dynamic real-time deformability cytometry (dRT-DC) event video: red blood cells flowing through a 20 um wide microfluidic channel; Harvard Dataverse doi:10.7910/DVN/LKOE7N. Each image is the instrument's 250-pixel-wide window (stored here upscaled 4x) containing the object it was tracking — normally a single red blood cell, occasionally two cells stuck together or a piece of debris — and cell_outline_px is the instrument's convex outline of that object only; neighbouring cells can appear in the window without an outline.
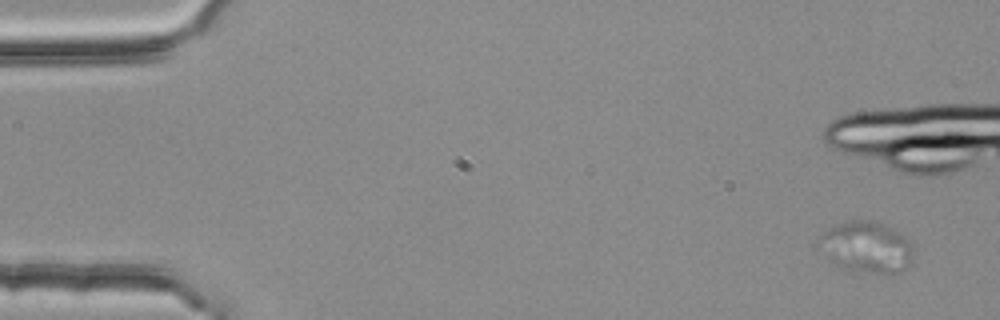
{"species": "common noctule bat (a hibernating species)", "species_latin": "Nyctalus noctula", "temperature_condition": "room temperature", "stored_images_in_passage": 4, "camera_frame_rate_fps": 3000, "um_per_image_px": 0.085, "animal": {"sex": "female", "body_mass_g": 25.1}, "frame": {"image": 1, "passage_image": 1, "time_ms": 0.0, "image_size_px": [1000, 320], "cell_outline_px": [[912, 260], [900, 272], [868, 272], [836, 268], [820, 236], [828, 228], [836, 224], [852, 220], [876, 220], [900, 232], [912, 244]], "centroid_in_image_um": [73.72, 20.98], "position_along_channel_um": 11.3, "area_um2": 27.4}}